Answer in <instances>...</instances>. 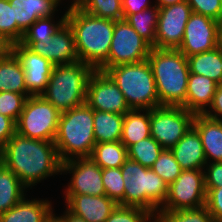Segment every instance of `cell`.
<instances>
[{
    "label": "cell",
    "instance_id": "8",
    "mask_svg": "<svg viewBox=\"0 0 222 222\" xmlns=\"http://www.w3.org/2000/svg\"><path fill=\"white\" fill-rule=\"evenodd\" d=\"M60 114L41 95L29 96L16 122V132L31 139L54 142Z\"/></svg>",
    "mask_w": 222,
    "mask_h": 222
},
{
    "label": "cell",
    "instance_id": "52",
    "mask_svg": "<svg viewBox=\"0 0 222 222\" xmlns=\"http://www.w3.org/2000/svg\"><path fill=\"white\" fill-rule=\"evenodd\" d=\"M3 160V144L0 143V165L2 164Z\"/></svg>",
    "mask_w": 222,
    "mask_h": 222
},
{
    "label": "cell",
    "instance_id": "18",
    "mask_svg": "<svg viewBox=\"0 0 222 222\" xmlns=\"http://www.w3.org/2000/svg\"><path fill=\"white\" fill-rule=\"evenodd\" d=\"M67 209L87 222H105L118 205L106 195H65Z\"/></svg>",
    "mask_w": 222,
    "mask_h": 222
},
{
    "label": "cell",
    "instance_id": "1",
    "mask_svg": "<svg viewBox=\"0 0 222 222\" xmlns=\"http://www.w3.org/2000/svg\"><path fill=\"white\" fill-rule=\"evenodd\" d=\"M2 165L26 188L54 174H62V162L54 142L31 139L17 132L3 145Z\"/></svg>",
    "mask_w": 222,
    "mask_h": 222
},
{
    "label": "cell",
    "instance_id": "25",
    "mask_svg": "<svg viewBox=\"0 0 222 222\" xmlns=\"http://www.w3.org/2000/svg\"><path fill=\"white\" fill-rule=\"evenodd\" d=\"M141 111L145 113L141 114ZM150 136V110L131 109L124 114L120 142L126 148Z\"/></svg>",
    "mask_w": 222,
    "mask_h": 222
},
{
    "label": "cell",
    "instance_id": "39",
    "mask_svg": "<svg viewBox=\"0 0 222 222\" xmlns=\"http://www.w3.org/2000/svg\"><path fill=\"white\" fill-rule=\"evenodd\" d=\"M28 97V94H18L11 91L0 92V114L17 122Z\"/></svg>",
    "mask_w": 222,
    "mask_h": 222
},
{
    "label": "cell",
    "instance_id": "13",
    "mask_svg": "<svg viewBox=\"0 0 222 222\" xmlns=\"http://www.w3.org/2000/svg\"><path fill=\"white\" fill-rule=\"evenodd\" d=\"M85 103L104 112L125 114L131 110L116 83L100 70H94L89 78Z\"/></svg>",
    "mask_w": 222,
    "mask_h": 222
},
{
    "label": "cell",
    "instance_id": "44",
    "mask_svg": "<svg viewBox=\"0 0 222 222\" xmlns=\"http://www.w3.org/2000/svg\"><path fill=\"white\" fill-rule=\"evenodd\" d=\"M209 108L212 111H209L207 109L204 115L209 118L222 121V84H218L215 94L213 96V101Z\"/></svg>",
    "mask_w": 222,
    "mask_h": 222
},
{
    "label": "cell",
    "instance_id": "27",
    "mask_svg": "<svg viewBox=\"0 0 222 222\" xmlns=\"http://www.w3.org/2000/svg\"><path fill=\"white\" fill-rule=\"evenodd\" d=\"M189 71L222 84V55L217 48L187 57Z\"/></svg>",
    "mask_w": 222,
    "mask_h": 222
},
{
    "label": "cell",
    "instance_id": "12",
    "mask_svg": "<svg viewBox=\"0 0 222 222\" xmlns=\"http://www.w3.org/2000/svg\"><path fill=\"white\" fill-rule=\"evenodd\" d=\"M192 13V8L187 1L159 8L156 39L152 47L178 49Z\"/></svg>",
    "mask_w": 222,
    "mask_h": 222
},
{
    "label": "cell",
    "instance_id": "9",
    "mask_svg": "<svg viewBox=\"0 0 222 222\" xmlns=\"http://www.w3.org/2000/svg\"><path fill=\"white\" fill-rule=\"evenodd\" d=\"M195 114L181 106L150 109L151 137L163 149H171L193 126Z\"/></svg>",
    "mask_w": 222,
    "mask_h": 222
},
{
    "label": "cell",
    "instance_id": "43",
    "mask_svg": "<svg viewBox=\"0 0 222 222\" xmlns=\"http://www.w3.org/2000/svg\"><path fill=\"white\" fill-rule=\"evenodd\" d=\"M16 133V122L0 114V143L6 144Z\"/></svg>",
    "mask_w": 222,
    "mask_h": 222
},
{
    "label": "cell",
    "instance_id": "34",
    "mask_svg": "<svg viewBox=\"0 0 222 222\" xmlns=\"http://www.w3.org/2000/svg\"><path fill=\"white\" fill-rule=\"evenodd\" d=\"M81 9L91 15L104 19L114 21L124 19L122 0H88Z\"/></svg>",
    "mask_w": 222,
    "mask_h": 222
},
{
    "label": "cell",
    "instance_id": "42",
    "mask_svg": "<svg viewBox=\"0 0 222 222\" xmlns=\"http://www.w3.org/2000/svg\"><path fill=\"white\" fill-rule=\"evenodd\" d=\"M204 169L205 188H219L222 186V162L206 164Z\"/></svg>",
    "mask_w": 222,
    "mask_h": 222
},
{
    "label": "cell",
    "instance_id": "29",
    "mask_svg": "<svg viewBox=\"0 0 222 222\" xmlns=\"http://www.w3.org/2000/svg\"><path fill=\"white\" fill-rule=\"evenodd\" d=\"M90 158L102 169L121 168L128 159V153L120 141L96 143Z\"/></svg>",
    "mask_w": 222,
    "mask_h": 222
},
{
    "label": "cell",
    "instance_id": "33",
    "mask_svg": "<svg viewBox=\"0 0 222 222\" xmlns=\"http://www.w3.org/2000/svg\"><path fill=\"white\" fill-rule=\"evenodd\" d=\"M155 222H214L206 206L177 211H159Z\"/></svg>",
    "mask_w": 222,
    "mask_h": 222
},
{
    "label": "cell",
    "instance_id": "32",
    "mask_svg": "<svg viewBox=\"0 0 222 222\" xmlns=\"http://www.w3.org/2000/svg\"><path fill=\"white\" fill-rule=\"evenodd\" d=\"M53 16L37 19L25 32L20 42H38L40 40H52L53 35L66 22V12L55 24Z\"/></svg>",
    "mask_w": 222,
    "mask_h": 222
},
{
    "label": "cell",
    "instance_id": "15",
    "mask_svg": "<svg viewBox=\"0 0 222 222\" xmlns=\"http://www.w3.org/2000/svg\"><path fill=\"white\" fill-rule=\"evenodd\" d=\"M220 25L211 17L193 12L185 26L178 50L189 57L215 49Z\"/></svg>",
    "mask_w": 222,
    "mask_h": 222
},
{
    "label": "cell",
    "instance_id": "24",
    "mask_svg": "<svg viewBox=\"0 0 222 222\" xmlns=\"http://www.w3.org/2000/svg\"><path fill=\"white\" fill-rule=\"evenodd\" d=\"M24 79L25 73L19 60L8 50L0 57V92L28 94Z\"/></svg>",
    "mask_w": 222,
    "mask_h": 222
},
{
    "label": "cell",
    "instance_id": "40",
    "mask_svg": "<svg viewBox=\"0 0 222 222\" xmlns=\"http://www.w3.org/2000/svg\"><path fill=\"white\" fill-rule=\"evenodd\" d=\"M197 14L211 17L222 23V0H186Z\"/></svg>",
    "mask_w": 222,
    "mask_h": 222
},
{
    "label": "cell",
    "instance_id": "41",
    "mask_svg": "<svg viewBox=\"0 0 222 222\" xmlns=\"http://www.w3.org/2000/svg\"><path fill=\"white\" fill-rule=\"evenodd\" d=\"M206 203L205 206L214 222H222V186L219 188H205Z\"/></svg>",
    "mask_w": 222,
    "mask_h": 222
},
{
    "label": "cell",
    "instance_id": "21",
    "mask_svg": "<svg viewBox=\"0 0 222 222\" xmlns=\"http://www.w3.org/2000/svg\"><path fill=\"white\" fill-rule=\"evenodd\" d=\"M193 127L201 137L206 162H222V121L195 114Z\"/></svg>",
    "mask_w": 222,
    "mask_h": 222
},
{
    "label": "cell",
    "instance_id": "22",
    "mask_svg": "<svg viewBox=\"0 0 222 222\" xmlns=\"http://www.w3.org/2000/svg\"><path fill=\"white\" fill-rule=\"evenodd\" d=\"M218 84L203 75L189 74L185 109L193 114H204L213 101Z\"/></svg>",
    "mask_w": 222,
    "mask_h": 222
},
{
    "label": "cell",
    "instance_id": "7",
    "mask_svg": "<svg viewBox=\"0 0 222 222\" xmlns=\"http://www.w3.org/2000/svg\"><path fill=\"white\" fill-rule=\"evenodd\" d=\"M116 83L130 109L159 107L153 72L148 60L109 67L105 71Z\"/></svg>",
    "mask_w": 222,
    "mask_h": 222
},
{
    "label": "cell",
    "instance_id": "48",
    "mask_svg": "<svg viewBox=\"0 0 222 222\" xmlns=\"http://www.w3.org/2000/svg\"><path fill=\"white\" fill-rule=\"evenodd\" d=\"M72 2L73 3L70 5V8L68 7L67 11L81 9L88 2V0H73Z\"/></svg>",
    "mask_w": 222,
    "mask_h": 222
},
{
    "label": "cell",
    "instance_id": "17",
    "mask_svg": "<svg viewBox=\"0 0 222 222\" xmlns=\"http://www.w3.org/2000/svg\"><path fill=\"white\" fill-rule=\"evenodd\" d=\"M34 53L46 58L54 66L78 62L75 37L66 21L53 35L52 40L38 42H20Z\"/></svg>",
    "mask_w": 222,
    "mask_h": 222
},
{
    "label": "cell",
    "instance_id": "50",
    "mask_svg": "<svg viewBox=\"0 0 222 222\" xmlns=\"http://www.w3.org/2000/svg\"><path fill=\"white\" fill-rule=\"evenodd\" d=\"M216 48L219 50V52L222 55V23H221V25L219 27V31H218Z\"/></svg>",
    "mask_w": 222,
    "mask_h": 222
},
{
    "label": "cell",
    "instance_id": "31",
    "mask_svg": "<svg viewBox=\"0 0 222 222\" xmlns=\"http://www.w3.org/2000/svg\"><path fill=\"white\" fill-rule=\"evenodd\" d=\"M163 148L151 136L127 148L128 158L146 168H151Z\"/></svg>",
    "mask_w": 222,
    "mask_h": 222
},
{
    "label": "cell",
    "instance_id": "47",
    "mask_svg": "<svg viewBox=\"0 0 222 222\" xmlns=\"http://www.w3.org/2000/svg\"><path fill=\"white\" fill-rule=\"evenodd\" d=\"M183 1L186 0H157V2H155L159 8L168 6V5H172V4H177V3H181Z\"/></svg>",
    "mask_w": 222,
    "mask_h": 222
},
{
    "label": "cell",
    "instance_id": "23",
    "mask_svg": "<svg viewBox=\"0 0 222 222\" xmlns=\"http://www.w3.org/2000/svg\"><path fill=\"white\" fill-rule=\"evenodd\" d=\"M48 200H26L24 197L14 207L0 214V222H44L52 212Z\"/></svg>",
    "mask_w": 222,
    "mask_h": 222
},
{
    "label": "cell",
    "instance_id": "36",
    "mask_svg": "<svg viewBox=\"0 0 222 222\" xmlns=\"http://www.w3.org/2000/svg\"><path fill=\"white\" fill-rule=\"evenodd\" d=\"M102 182L106 196L124 206V181L121 168L102 169Z\"/></svg>",
    "mask_w": 222,
    "mask_h": 222
},
{
    "label": "cell",
    "instance_id": "20",
    "mask_svg": "<svg viewBox=\"0 0 222 222\" xmlns=\"http://www.w3.org/2000/svg\"><path fill=\"white\" fill-rule=\"evenodd\" d=\"M170 150L182 170H203L207 164L201 137L193 126Z\"/></svg>",
    "mask_w": 222,
    "mask_h": 222
},
{
    "label": "cell",
    "instance_id": "51",
    "mask_svg": "<svg viewBox=\"0 0 222 222\" xmlns=\"http://www.w3.org/2000/svg\"><path fill=\"white\" fill-rule=\"evenodd\" d=\"M44 222H62V219L58 216H55L53 214V211L50 213V215L45 219Z\"/></svg>",
    "mask_w": 222,
    "mask_h": 222
},
{
    "label": "cell",
    "instance_id": "30",
    "mask_svg": "<svg viewBox=\"0 0 222 222\" xmlns=\"http://www.w3.org/2000/svg\"><path fill=\"white\" fill-rule=\"evenodd\" d=\"M158 13L159 7L153 5L152 8L150 7L136 14H130L126 18L130 26L151 46L155 44Z\"/></svg>",
    "mask_w": 222,
    "mask_h": 222
},
{
    "label": "cell",
    "instance_id": "28",
    "mask_svg": "<svg viewBox=\"0 0 222 222\" xmlns=\"http://www.w3.org/2000/svg\"><path fill=\"white\" fill-rule=\"evenodd\" d=\"M26 187L18 177L4 165H0V214L8 211L25 196Z\"/></svg>",
    "mask_w": 222,
    "mask_h": 222
},
{
    "label": "cell",
    "instance_id": "35",
    "mask_svg": "<svg viewBox=\"0 0 222 222\" xmlns=\"http://www.w3.org/2000/svg\"><path fill=\"white\" fill-rule=\"evenodd\" d=\"M151 169L158 174L166 184L170 185L181 174L182 169L175 160L170 149H163Z\"/></svg>",
    "mask_w": 222,
    "mask_h": 222
},
{
    "label": "cell",
    "instance_id": "26",
    "mask_svg": "<svg viewBox=\"0 0 222 222\" xmlns=\"http://www.w3.org/2000/svg\"><path fill=\"white\" fill-rule=\"evenodd\" d=\"M124 114L93 110L94 138L96 143L120 141Z\"/></svg>",
    "mask_w": 222,
    "mask_h": 222
},
{
    "label": "cell",
    "instance_id": "16",
    "mask_svg": "<svg viewBox=\"0 0 222 222\" xmlns=\"http://www.w3.org/2000/svg\"><path fill=\"white\" fill-rule=\"evenodd\" d=\"M9 50L19 60L25 73L24 80L28 95H41L46 89L54 65L46 58L22 45L20 42L10 44Z\"/></svg>",
    "mask_w": 222,
    "mask_h": 222
},
{
    "label": "cell",
    "instance_id": "19",
    "mask_svg": "<svg viewBox=\"0 0 222 222\" xmlns=\"http://www.w3.org/2000/svg\"><path fill=\"white\" fill-rule=\"evenodd\" d=\"M14 8L17 22V42L23 38L24 32L40 18L53 16L61 0H8Z\"/></svg>",
    "mask_w": 222,
    "mask_h": 222
},
{
    "label": "cell",
    "instance_id": "5",
    "mask_svg": "<svg viewBox=\"0 0 222 222\" xmlns=\"http://www.w3.org/2000/svg\"><path fill=\"white\" fill-rule=\"evenodd\" d=\"M121 172L124 206L143 208L156 216L167 199L169 185L151 168L129 158L121 166Z\"/></svg>",
    "mask_w": 222,
    "mask_h": 222
},
{
    "label": "cell",
    "instance_id": "49",
    "mask_svg": "<svg viewBox=\"0 0 222 222\" xmlns=\"http://www.w3.org/2000/svg\"><path fill=\"white\" fill-rule=\"evenodd\" d=\"M9 50V45L7 42L0 36V57L4 55Z\"/></svg>",
    "mask_w": 222,
    "mask_h": 222
},
{
    "label": "cell",
    "instance_id": "4",
    "mask_svg": "<svg viewBox=\"0 0 222 222\" xmlns=\"http://www.w3.org/2000/svg\"><path fill=\"white\" fill-rule=\"evenodd\" d=\"M54 144L61 162L90 157L96 144L93 109L84 103L62 112Z\"/></svg>",
    "mask_w": 222,
    "mask_h": 222
},
{
    "label": "cell",
    "instance_id": "11",
    "mask_svg": "<svg viewBox=\"0 0 222 222\" xmlns=\"http://www.w3.org/2000/svg\"><path fill=\"white\" fill-rule=\"evenodd\" d=\"M151 48L126 19L115 21L107 69L116 65L142 62L148 58Z\"/></svg>",
    "mask_w": 222,
    "mask_h": 222
},
{
    "label": "cell",
    "instance_id": "6",
    "mask_svg": "<svg viewBox=\"0 0 222 222\" xmlns=\"http://www.w3.org/2000/svg\"><path fill=\"white\" fill-rule=\"evenodd\" d=\"M94 69L78 61L53 67L41 96L61 113L85 103L88 81Z\"/></svg>",
    "mask_w": 222,
    "mask_h": 222
},
{
    "label": "cell",
    "instance_id": "2",
    "mask_svg": "<svg viewBox=\"0 0 222 222\" xmlns=\"http://www.w3.org/2000/svg\"><path fill=\"white\" fill-rule=\"evenodd\" d=\"M66 21L75 37L79 61L105 72L115 21L91 15L82 9L66 11Z\"/></svg>",
    "mask_w": 222,
    "mask_h": 222
},
{
    "label": "cell",
    "instance_id": "45",
    "mask_svg": "<svg viewBox=\"0 0 222 222\" xmlns=\"http://www.w3.org/2000/svg\"><path fill=\"white\" fill-rule=\"evenodd\" d=\"M147 0H122L123 17L126 19L130 14H136L151 6Z\"/></svg>",
    "mask_w": 222,
    "mask_h": 222
},
{
    "label": "cell",
    "instance_id": "38",
    "mask_svg": "<svg viewBox=\"0 0 222 222\" xmlns=\"http://www.w3.org/2000/svg\"><path fill=\"white\" fill-rule=\"evenodd\" d=\"M0 36L8 45L17 42V22L14 8L8 0H0Z\"/></svg>",
    "mask_w": 222,
    "mask_h": 222
},
{
    "label": "cell",
    "instance_id": "3",
    "mask_svg": "<svg viewBox=\"0 0 222 222\" xmlns=\"http://www.w3.org/2000/svg\"><path fill=\"white\" fill-rule=\"evenodd\" d=\"M147 60L155 79L159 106L185 108L190 74L187 57L178 49L152 47Z\"/></svg>",
    "mask_w": 222,
    "mask_h": 222
},
{
    "label": "cell",
    "instance_id": "46",
    "mask_svg": "<svg viewBox=\"0 0 222 222\" xmlns=\"http://www.w3.org/2000/svg\"><path fill=\"white\" fill-rule=\"evenodd\" d=\"M60 218L62 219V222H87L82 217H79L70 212L67 208L64 215L60 216Z\"/></svg>",
    "mask_w": 222,
    "mask_h": 222
},
{
    "label": "cell",
    "instance_id": "37",
    "mask_svg": "<svg viewBox=\"0 0 222 222\" xmlns=\"http://www.w3.org/2000/svg\"><path fill=\"white\" fill-rule=\"evenodd\" d=\"M105 222H155V216L143 208L117 205Z\"/></svg>",
    "mask_w": 222,
    "mask_h": 222
},
{
    "label": "cell",
    "instance_id": "14",
    "mask_svg": "<svg viewBox=\"0 0 222 222\" xmlns=\"http://www.w3.org/2000/svg\"><path fill=\"white\" fill-rule=\"evenodd\" d=\"M72 173L65 195H106L102 182V168L90 157L73 158L62 162L61 172Z\"/></svg>",
    "mask_w": 222,
    "mask_h": 222
},
{
    "label": "cell",
    "instance_id": "10",
    "mask_svg": "<svg viewBox=\"0 0 222 222\" xmlns=\"http://www.w3.org/2000/svg\"><path fill=\"white\" fill-rule=\"evenodd\" d=\"M206 203L204 170H182L168 187V195L159 211L195 209Z\"/></svg>",
    "mask_w": 222,
    "mask_h": 222
}]
</instances>
